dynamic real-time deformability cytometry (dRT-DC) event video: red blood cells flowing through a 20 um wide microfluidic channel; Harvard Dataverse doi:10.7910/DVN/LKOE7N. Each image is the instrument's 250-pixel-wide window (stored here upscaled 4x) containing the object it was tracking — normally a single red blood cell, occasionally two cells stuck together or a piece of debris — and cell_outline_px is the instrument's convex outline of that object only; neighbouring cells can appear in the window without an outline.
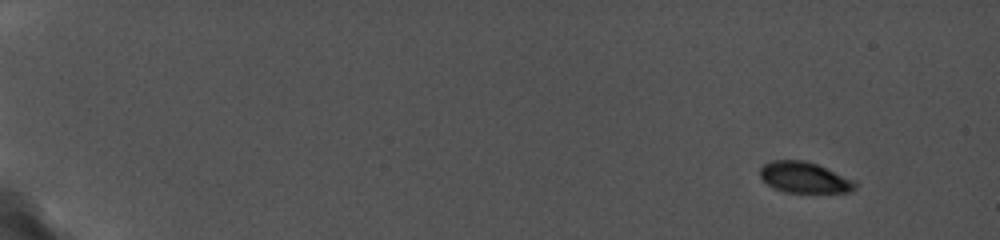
{"species": "common noctule bat (a hibernating species)", "species_latin": "Nyctalus noctula", "temperature_condition": "cold", "stored_images_in_passage": 36, "camera_frame_rate_fps": 5000, "um_per_image_px": 0.085, "animal": {"sex": "female", "body_mass_g": 19.0, "forearm_length_mm": 56.7}, "frame": {"image": 1, "passage_image": 4, "time_ms": 1.4, "image_size_px": [1000, 240], "cell_outline_px": [[856, 188], [848, 192], [784, 192], [772, 188], [760, 176], [760, 168], [764, 164], [772, 160], [804, 160], [816, 164], [856, 180]], "centroid_in_image_um": [68.37, 15.08], "position_along_channel_um": 16.6, "area_um2": 17.11}}
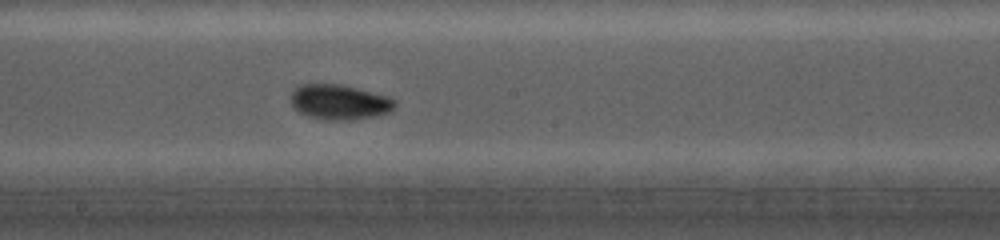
{"frame": {"image": 2, "passage_image": 25, "time_ms": 11.4, "image_size_px": [1000, 240], "cell_outline_px": [[396, 104], [388, 112], [372, 116], [352, 120], [324, 120], [308, 116], [300, 112], [292, 104], [292, 92], [300, 84], [340, 84], [388, 96], [396, 100]], "centroid_in_image_um": [28.85, 8.67], "position_along_channel_um": 219.4, "area_um2": 20.98}}
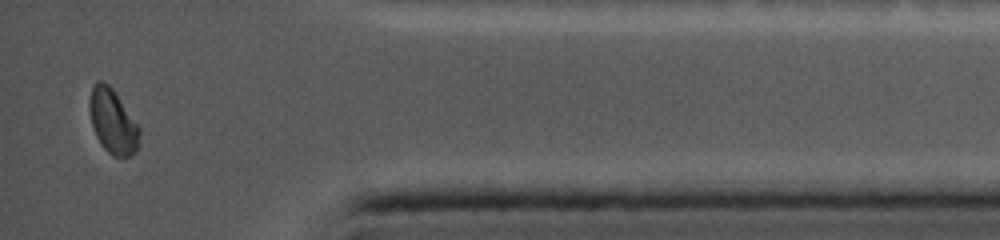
{"frame": {"image": 3, "passage_image": 36, "time_ms": 17.2, "image_size_px": [1000, 240], "cell_outline_px": [[140, 144], [132, 156], [112, 156], [100, 144], [92, 128], [88, 108], [88, 104], [92, 84], [96, 80], [100, 80], [108, 84], [112, 88], [140, 128]], "centroid_in_image_um": [9.56, 10.32], "position_along_channel_um": 425.6, "area_um2": 19.02}}